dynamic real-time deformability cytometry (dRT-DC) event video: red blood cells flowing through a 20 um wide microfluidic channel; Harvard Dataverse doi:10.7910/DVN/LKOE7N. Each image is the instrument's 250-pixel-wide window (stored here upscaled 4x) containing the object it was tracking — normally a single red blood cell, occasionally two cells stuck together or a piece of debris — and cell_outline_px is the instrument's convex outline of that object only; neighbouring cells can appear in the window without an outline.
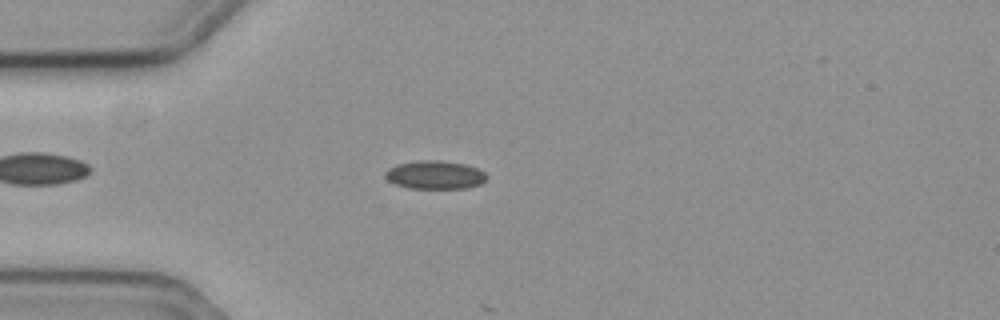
{"species": "common noctule bat (a hibernating species)", "species_latin": "Nyctalus noctula", "temperature_condition": "cold", "stored_images_in_passage": 10, "camera_frame_rate_fps": 3000, "um_per_image_px": 0.085, "animal": {"sex": "female", "body_mass_g": 19.3, "forearm_length_mm": 54.1}, "frame": {"image": 1, "passage_image": 9, "time_ms": 2.667, "image_size_px": [1000, 320], "cell_outline_px": [[488, 176], [480, 184], [468, 188], [412, 188], [396, 184], [388, 180], [384, 176], [384, 172], [388, 168], [396, 164], [420, 160], [440, 160], [464, 164], [476, 168], [484, 172]], "centroid_in_image_um": [36.95, 14.86], "position_along_channel_um": 48.0, "area_um2": 16.7}}